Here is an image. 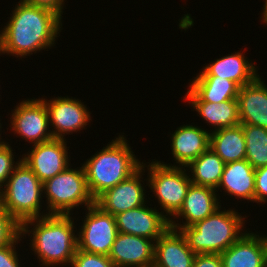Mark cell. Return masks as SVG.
<instances>
[{
    "label": "cell",
    "instance_id": "6da1fadb",
    "mask_svg": "<svg viewBox=\"0 0 267 267\" xmlns=\"http://www.w3.org/2000/svg\"><path fill=\"white\" fill-rule=\"evenodd\" d=\"M11 12L0 30V55L22 59L56 46L63 30L62 18L57 13L21 0Z\"/></svg>",
    "mask_w": 267,
    "mask_h": 267
},
{
    "label": "cell",
    "instance_id": "7a4b0ae2",
    "mask_svg": "<svg viewBox=\"0 0 267 267\" xmlns=\"http://www.w3.org/2000/svg\"><path fill=\"white\" fill-rule=\"evenodd\" d=\"M74 219L78 218L48 214L21 224L22 239L30 236L29 247L37 257L40 267L70 266L78 248L77 225Z\"/></svg>",
    "mask_w": 267,
    "mask_h": 267
},
{
    "label": "cell",
    "instance_id": "3957f363",
    "mask_svg": "<svg viewBox=\"0 0 267 267\" xmlns=\"http://www.w3.org/2000/svg\"><path fill=\"white\" fill-rule=\"evenodd\" d=\"M118 137L97 151L80 165H83L87 186L94 200L105 190L129 178L141 167V160L135 156L126 136Z\"/></svg>",
    "mask_w": 267,
    "mask_h": 267
},
{
    "label": "cell",
    "instance_id": "277c9868",
    "mask_svg": "<svg viewBox=\"0 0 267 267\" xmlns=\"http://www.w3.org/2000/svg\"><path fill=\"white\" fill-rule=\"evenodd\" d=\"M222 208L221 205L204 220L180 230L195 254H221L249 231L245 227L246 215L235 207Z\"/></svg>",
    "mask_w": 267,
    "mask_h": 267
},
{
    "label": "cell",
    "instance_id": "5b68a950",
    "mask_svg": "<svg viewBox=\"0 0 267 267\" xmlns=\"http://www.w3.org/2000/svg\"><path fill=\"white\" fill-rule=\"evenodd\" d=\"M42 198L43 183L23 161L0 190V203L20 225L26 220L48 215L47 210H42V204L45 205Z\"/></svg>",
    "mask_w": 267,
    "mask_h": 267
},
{
    "label": "cell",
    "instance_id": "8992f818",
    "mask_svg": "<svg viewBox=\"0 0 267 267\" xmlns=\"http://www.w3.org/2000/svg\"><path fill=\"white\" fill-rule=\"evenodd\" d=\"M71 167L69 165L43 183V197L46 199L44 208L48 214L73 215L74 209L86 208L95 203L87 186L83 165Z\"/></svg>",
    "mask_w": 267,
    "mask_h": 267
},
{
    "label": "cell",
    "instance_id": "52a82bcc",
    "mask_svg": "<svg viewBox=\"0 0 267 267\" xmlns=\"http://www.w3.org/2000/svg\"><path fill=\"white\" fill-rule=\"evenodd\" d=\"M151 162V163H150ZM149 163V164H148ZM148 164V165H147ZM141 166L147 169V179L160 211L171 220L182 208L187 191L192 184L185 167L167 166L153 159Z\"/></svg>",
    "mask_w": 267,
    "mask_h": 267
},
{
    "label": "cell",
    "instance_id": "ba28073f",
    "mask_svg": "<svg viewBox=\"0 0 267 267\" xmlns=\"http://www.w3.org/2000/svg\"><path fill=\"white\" fill-rule=\"evenodd\" d=\"M81 226L77 231L78 249L88 253L109 256L118 235L115 216L95 203L86 207Z\"/></svg>",
    "mask_w": 267,
    "mask_h": 267
},
{
    "label": "cell",
    "instance_id": "9c48e42d",
    "mask_svg": "<svg viewBox=\"0 0 267 267\" xmlns=\"http://www.w3.org/2000/svg\"><path fill=\"white\" fill-rule=\"evenodd\" d=\"M16 104L11 114L8 113L13 135L32 145L53 139L49 130V113L41 98H28Z\"/></svg>",
    "mask_w": 267,
    "mask_h": 267
},
{
    "label": "cell",
    "instance_id": "30bf717a",
    "mask_svg": "<svg viewBox=\"0 0 267 267\" xmlns=\"http://www.w3.org/2000/svg\"><path fill=\"white\" fill-rule=\"evenodd\" d=\"M41 99L49 113V126L53 138L66 139V135L80 133L81 130L87 129V125L90 126L92 113L80 99L68 95H60L49 100L43 97Z\"/></svg>",
    "mask_w": 267,
    "mask_h": 267
},
{
    "label": "cell",
    "instance_id": "8fae6325",
    "mask_svg": "<svg viewBox=\"0 0 267 267\" xmlns=\"http://www.w3.org/2000/svg\"><path fill=\"white\" fill-rule=\"evenodd\" d=\"M145 172H147L146 169L141 166L129 178L100 194L95 199V204L105 212L116 216L121 212L138 208L148 202L150 203L146 198L147 195L144 188L149 186L148 179L145 178L143 180Z\"/></svg>",
    "mask_w": 267,
    "mask_h": 267
},
{
    "label": "cell",
    "instance_id": "7c38bea8",
    "mask_svg": "<svg viewBox=\"0 0 267 267\" xmlns=\"http://www.w3.org/2000/svg\"><path fill=\"white\" fill-rule=\"evenodd\" d=\"M67 139L53 138L47 142L34 144L28 152L20 155L22 161L44 183L64 171L70 163Z\"/></svg>",
    "mask_w": 267,
    "mask_h": 267
},
{
    "label": "cell",
    "instance_id": "4fadbf2b",
    "mask_svg": "<svg viewBox=\"0 0 267 267\" xmlns=\"http://www.w3.org/2000/svg\"><path fill=\"white\" fill-rule=\"evenodd\" d=\"M151 205L146 203L117 214L118 232L149 238L155 242L170 227V220L156 206L153 208Z\"/></svg>",
    "mask_w": 267,
    "mask_h": 267
},
{
    "label": "cell",
    "instance_id": "5bb4252c",
    "mask_svg": "<svg viewBox=\"0 0 267 267\" xmlns=\"http://www.w3.org/2000/svg\"><path fill=\"white\" fill-rule=\"evenodd\" d=\"M220 197L214 188L191 184L182 208L170 220V227L180 231L182 228L204 220L221 206Z\"/></svg>",
    "mask_w": 267,
    "mask_h": 267
},
{
    "label": "cell",
    "instance_id": "9a60e30c",
    "mask_svg": "<svg viewBox=\"0 0 267 267\" xmlns=\"http://www.w3.org/2000/svg\"><path fill=\"white\" fill-rule=\"evenodd\" d=\"M195 126V124H184L177 127L174 133L170 132V149L173 160L171 163L158 161L167 166L186 167L191 161L195 160L199 155L209 148L210 130Z\"/></svg>",
    "mask_w": 267,
    "mask_h": 267
},
{
    "label": "cell",
    "instance_id": "2e32d148",
    "mask_svg": "<svg viewBox=\"0 0 267 267\" xmlns=\"http://www.w3.org/2000/svg\"><path fill=\"white\" fill-rule=\"evenodd\" d=\"M220 256L223 267H267V234L247 231Z\"/></svg>",
    "mask_w": 267,
    "mask_h": 267
},
{
    "label": "cell",
    "instance_id": "e0dca14e",
    "mask_svg": "<svg viewBox=\"0 0 267 267\" xmlns=\"http://www.w3.org/2000/svg\"><path fill=\"white\" fill-rule=\"evenodd\" d=\"M154 244L149 238L119 232L109 258L117 267H153Z\"/></svg>",
    "mask_w": 267,
    "mask_h": 267
},
{
    "label": "cell",
    "instance_id": "ac0fdd59",
    "mask_svg": "<svg viewBox=\"0 0 267 267\" xmlns=\"http://www.w3.org/2000/svg\"><path fill=\"white\" fill-rule=\"evenodd\" d=\"M238 50L215 59L200 69L196 76H219L236 82L240 87L252 83L260 74L255 63ZM250 60V61H249Z\"/></svg>",
    "mask_w": 267,
    "mask_h": 267
},
{
    "label": "cell",
    "instance_id": "d6986e66",
    "mask_svg": "<svg viewBox=\"0 0 267 267\" xmlns=\"http://www.w3.org/2000/svg\"><path fill=\"white\" fill-rule=\"evenodd\" d=\"M195 256L181 231L169 227L155 241L153 267H193Z\"/></svg>",
    "mask_w": 267,
    "mask_h": 267
},
{
    "label": "cell",
    "instance_id": "ffe728a7",
    "mask_svg": "<svg viewBox=\"0 0 267 267\" xmlns=\"http://www.w3.org/2000/svg\"><path fill=\"white\" fill-rule=\"evenodd\" d=\"M260 75L250 84L240 87L237 96L241 124L267 129V85Z\"/></svg>",
    "mask_w": 267,
    "mask_h": 267
},
{
    "label": "cell",
    "instance_id": "44dd1931",
    "mask_svg": "<svg viewBox=\"0 0 267 267\" xmlns=\"http://www.w3.org/2000/svg\"><path fill=\"white\" fill-rule=\"evenodd\" d=\"M217 192L224 190L223 196L234 197L241 202L254 203L255 196V169L244 159L224 165L220 183L215 189Z\"/></svg>",
    "mask_w": 267,
    "mask_h": 267
},
{
    "label": "cell",
    "instance_id": "7402d4cb",
    "mask_svg": "<svg viewBox=\"0 0 267 267\" xmlns=\"http://www.w3.org/2000/svg\"><path fill=\"white\" fill-rule=\"evenodd\" d=\"M190 82L183 98L185 101L221 103L226 100L237 99L240 89L236 82L219 76H194Z\"/></svg>",
    "mask_w": 267,
    "mask_h": 267
},
{
    "label": "cell",
    "instance_id": "603a6c76",
    "mask_svg": "<svg viewBox=\"0 0 267 267\" xmlns=\"http://www.w3.org/2000/svg\"><path fill=\"white\" fill-rule=\"evenodd\" d=\"M193 111L199 114L198 116L206 121L207 125L213 128L210 131H216L223 128L237 126L240 123L238 100H226L221 103H211L206 101H187Z\"/></svg>",
    "mask_w": 267,
    "mask_h": 267
},
{
    "label": "cell",
    "instance_id": "cb8c5ba5",
    "mask_svg": "<svg viewBox=\"0 0 267 267\" xmlns=\"http://www.w3.org/2000/svg\"><path fill=\"white\" fill-rule=\"evenodd\" d=\"M209 147L225 164L246 158V141L242 125L210 131Z\"/></svg>",
    "mask_w": 267,
    "mask_h": 267
},
{
    "label": "cell",
    "instance_id": "d4e9b609",
    "mask_svg": "<svg viewBox=\"0 0 267 267\" xmlns=\"http://www.w3.org/2000/svg\"><path fill=\"white\" fill-rule=\"evenodd\" d=\"M224 161L209 147L185 168L192 184L216 189L224 169Z\"/></svg>",
    "mask_w": 267,
    "mask_h": 267
},
{
    "label": "cell",
    "instance_id": "484cf974",
    "mask_svg": "<svg viewBox=\"0 0 267 267\" xmlns=\"http://www.w3.org/2000/svg\"><path fill=\"white\" fill-rule=\"evenodd\" d=\"M246 141V160L254 168L267 166V129L241 124Z\"/></svg>",
    "mask_w": 267,
    "mask_h": 267
},
{
    "label": "cell",
    "instance_id": "4316f807",
    "mask_svg": "<svg viewBox=\"0 0 267 267\" xmlns=\"http://www.w3.org/2000/svg\"><path fill=\"white\" fill-rule=\"evenodd\" d=\"M20 234L21 225L0 203V247L10 245Z\"/></svg>",
    "mask_w": 267,
    "mask_h": 267
},
{
    "label": "cell",
    "instance_id": "83f0119b",
    "mask_svg": "<svg viewBox=\"0 0 267 267\" xmlns=\"http://www.w3.org/2000/svg\"><path fill=\"white\" fill-rule=\"evenodd\" d=\"M9 142L0 145V190L3 188L7 179L10 177L14 169L20 164L22 158L15 159V150L12 149ZM16 161H15V160Z\"/></svg>",
    "mask_w": 267,
    "mask_h": 267
},
{
    "label": "cell",
    "instance_id": "f1b7e54d",
    "mask_svg": "<svg viewBox=\"0 0 267 267\" xmlns=\"http://www.w3.org/2000/svg\"><path fill=\"white\" fill-rule=\"evenodd\" d=\"M69 267H117L109 256L84 252L77 248Z\"/></svg>",
    "mask_w": 267,
    "mask_h": 267
},
{
    "label": "cell",
    "instance_id": "f546056e",
    "mask_svg": "<svg viewBox=\"0 0 267 267\" xmlns=\"http://www.w3.org/2000/svg\"><path fill=\"white\" fill-rule=\"evenodd\" d=\"M23 241L21 234L10 244L0 247V267H21L20 254H18V244Z\"/></svg>",
    "mask_w": 267,
    "mask_h": 267
},
{
    "label": "cell",
    "instance_id": "4dcf8cb0",
    "mask_svg": "<svg viewBox=\"0 0 267 267\" xmlns=\"http://www.w3.org/2000/svg\"><path fill=\"white\" fill-rule=\"evenodd\" d=\"M254 203H267V166L255 169V196Z\"/></svg>",
    "mask_w": 267,
    "mask_h": 267
},
{
    "label": "cell",
    "instance_id": "1f68e13d",
    "mask_svg": "<svg viewBox=\"0 0 267 267\" xmlns=\"http://www.w3.org/2000/svg\"><path fill=\"white\" fill-rule=\"evenodd\" d=\"M21 1L29 5L44 7L53 10L62 18L64 17L62 16L65 7L64 4L67 0H21Z\"/></svg>",
    "mask_w": 267,
    "mask_h": 267
},
{
    "label": "cell",
    "instance_id": "d6a6232c",
    "mask_svg": "<svg viewBox=\"0 0 267 267\" xmlns=\"http://www.w3.org/2000/svg\"><path fill=\"white\" fill-rule=\"evenodd\" d=\"M193 267H223L220 254H196Z\"/></svg>",
    "mask_w": 267,
    "mask_h": 267
},
{
    "label": "cell",
    "instance_id": "836d02e7",
    "mask_svg": "<svg viewBox=\"0 0 267 267\" xmlns=\"http://www.w3.org/2000/svg\"><path fill=\"white\" fill-rule=\"evenodd\" d=\"M261 20L260 22L262 21L264 25L267 26V0L264 1V5H263V11L261 13Z\"/></svg>",
    "mask_w": 267,
    "mask_h": 267
},
{
    "label": "cell",
    "instance_id": "e575fe53",
    "mask_svg": "<svg viewBox=\"0 0 267 267\" xmlns=\"http://www.w3.org/2000/svg\"><path fill=\"white\" fill-rule=\"evenodd\" d=\"M0 121H1V119H0ZM2 128H3V127H2V123L0 122V132H1V133H0V145H3V144H5V143L7 142L6 140H3L2 137H1V134H2V132H3V131H1Z\"/></svg>",
    "mask_w": 267,
    "mask_h": 267
}]
</instances>
